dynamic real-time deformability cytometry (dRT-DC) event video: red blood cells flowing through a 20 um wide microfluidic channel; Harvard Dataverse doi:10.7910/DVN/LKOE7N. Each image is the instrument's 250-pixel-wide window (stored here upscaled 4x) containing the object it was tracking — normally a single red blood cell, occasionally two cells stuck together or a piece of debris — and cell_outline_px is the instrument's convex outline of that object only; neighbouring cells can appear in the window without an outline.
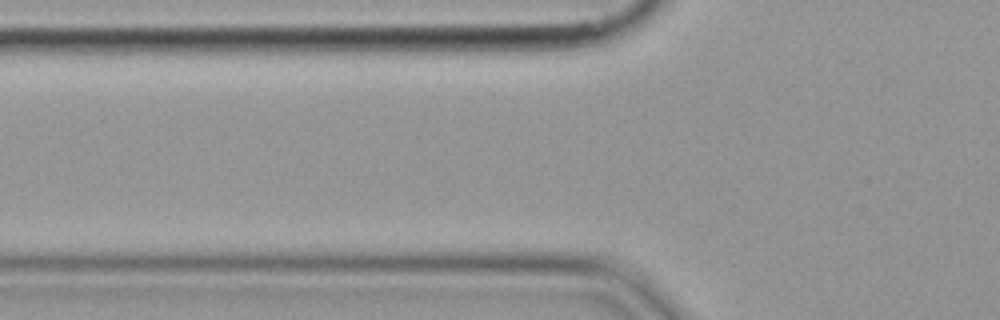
{"species": "common noctule bat (a hibernating species)", "species_latin": "Nyctalus noctula", "temperature_condition": "cold", "stored_images_in_passage": 2, "camera_frame_rate_fps": 3000, "um_per_image_px": 0.085, "animal": {"sex": "female", "body_mass_g": 19.9}, "frame": {"image": 1, "passage_image": 2, "time_ms": 0.333, "image_size_px": [1000, 320], "cell_outline_px": [[592, 260], [432, 260], [432, 256], [492, 244], [560, 252]], "centroid_in_image_um": [42.94, 21.62], "position_along_channel_um": 82.9, "area_um2": 11.16}}